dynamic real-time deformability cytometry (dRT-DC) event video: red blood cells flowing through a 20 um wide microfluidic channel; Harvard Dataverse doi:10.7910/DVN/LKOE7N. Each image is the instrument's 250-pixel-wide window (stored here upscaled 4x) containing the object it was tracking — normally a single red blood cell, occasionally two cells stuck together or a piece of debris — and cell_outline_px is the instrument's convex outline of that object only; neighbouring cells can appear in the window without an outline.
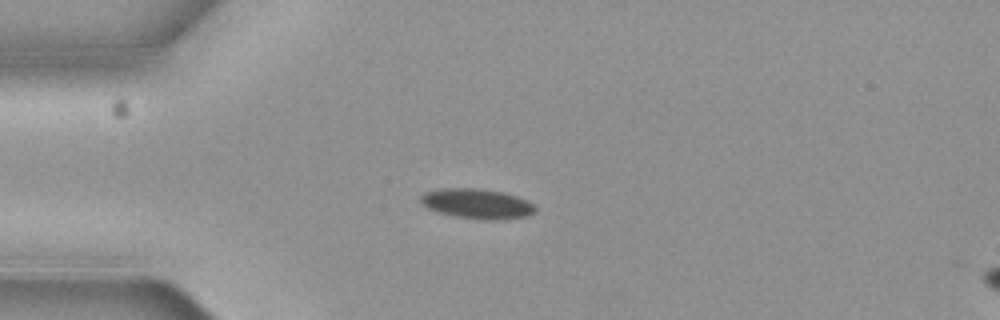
{"species": "common noctule bat (a hibernating species)", "species_latin": "Nyctalus noctula", "temperature_condition": "cold", "stored_images_in_passage": 5, "camera_frame_rate_fps": 3000, "um_per_image_px": 0.085, "animal": {"sex": "female", "body_mass_g": 19.3, "forearm_length_mm": 54.1}, "frame": {"image": 1, "passage_image": 4, "time_ms": 1.0, "image_size_px": [1000, 320], "cell_outline_px": [[536, 212], [528, 216], [504, 220], [488, 220], [452, 216], [428, 208], [420, 204], [420, 196], [424, 192], [440, 188], [480, 188], [504, 192], [528, 200], [536, 208]], "centroid_in_image_um": [40.56, 17.31], "position_along_channel_um": 44.4, "area_um2": 20.35}}